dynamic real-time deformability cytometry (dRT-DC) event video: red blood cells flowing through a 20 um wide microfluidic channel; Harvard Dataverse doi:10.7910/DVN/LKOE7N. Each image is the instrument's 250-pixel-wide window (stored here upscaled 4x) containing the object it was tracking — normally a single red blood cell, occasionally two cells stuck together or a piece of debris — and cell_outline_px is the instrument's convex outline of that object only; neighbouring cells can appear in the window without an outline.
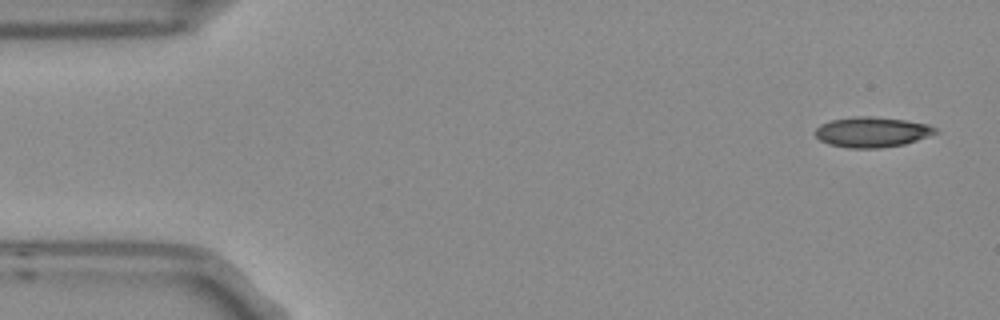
{"species": "Egyptian fruit bat (a non-hibernating species)", "species_latin": "Rousettus aegyptiacus", "temperature_condition": "room temperature", "stored_images_in_passage": 8, "camera_frame_rate_fps": 3000, "um_per_image_px": 0.085, "frame": {"image": 1, "passage_image": 1, "time_ms": 0.0, "image_size_px": [1000, 320], "cell_outline_px": [[940, 132], [904, 144], [880, 148], [848, 148], [828, 144], [820, 140], [812, 132], [820, 124], [832, 120], [852, 116], [872, 116], [904, 120], [928, 124], [936, 128]], "centroid_in_image_um": [74.09, 11.22], "position_along_channel_um": 10.9, "area_um2": 21.33}}
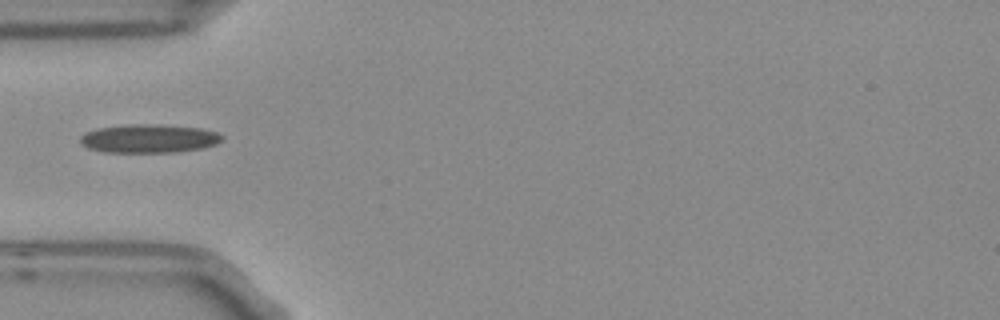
{"frame": {"image": 2, "passage_image": 5, "time_ms": 1.333, "image_size_px": [1000, 320], "cell_outline_px": [[224, 140], [216, 144], [200, 148], [176, 152], [104, 152], [88, 148], [80, 140], [80, 136], [96, 128], [128, 124], [160, 124], [204, 128], [216, 132], [224, 136]], "centroid_in_image_um": [12.71, 11.76], "position_along_channel_um": 72.3, "area_um2": 23.7}}
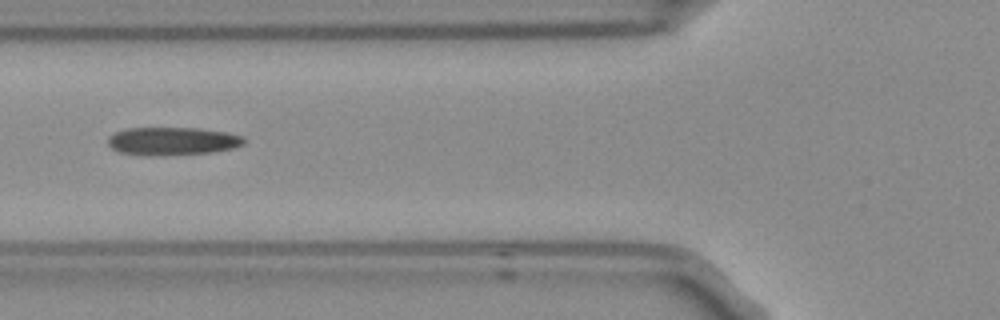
{"frame": {"image": 3, "passage_image": 6, "time_ms": 1.667, "image_size_px": [1000, 320], "cell_outline_px": [[248, 140], [244, 144], [232, 148], [208, 152], [164, 156], [160, 156], [120, 152], [112, 148], [108, 144], [108, 136], [116, 132], [128, 128], [200, 128], [228, 132], [244, 136]], "centroid_in_image_um": [14.7, 11.98], "position_along_channel_um": 111.1, "area_um2": 22.25}}